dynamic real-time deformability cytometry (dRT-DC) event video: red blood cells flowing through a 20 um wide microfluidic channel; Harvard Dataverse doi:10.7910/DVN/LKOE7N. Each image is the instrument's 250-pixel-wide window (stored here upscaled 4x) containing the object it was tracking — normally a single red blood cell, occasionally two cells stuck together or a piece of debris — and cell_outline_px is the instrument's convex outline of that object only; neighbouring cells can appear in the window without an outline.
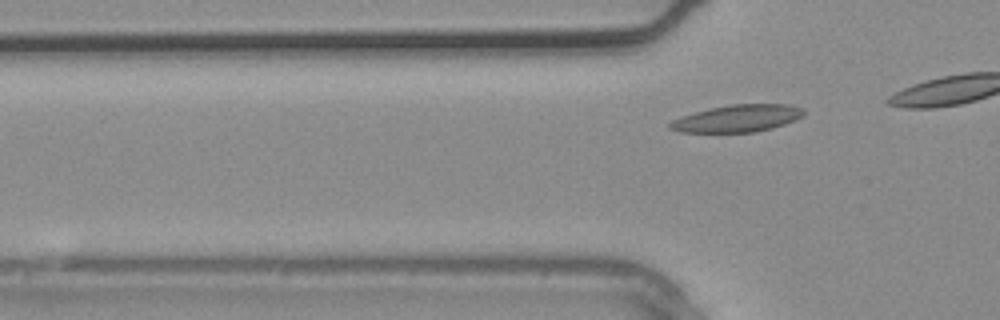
{"species": "common noctule bat (a hibernating species)", "species_latin": "Nyctalus noctula", "temperature_condition": "warm", "stored_images_in_passage": 4, "camera_frame_rate_fps": 3000, "um_per_image_px": 0.085, "animal": {"sex": "male", "body_mass_g": 20.4}, "frame": {"image": 1, "passage_image": 4, "time_ms": 1.0, "image_size_px": [1000, 320], "cell_outline_px": [[804, 116], [796, 120], [772, 128], [756, 132], [680, 132], [668, 128], [668, 124], [672, 120], [696, 112], [712, 108], [732, 104], [788, 104], [804, 108]], "centroid_in_image_um": [62.73, 10.07], "position_along_channel_um": 63.1, "area_um2": 21.1}}